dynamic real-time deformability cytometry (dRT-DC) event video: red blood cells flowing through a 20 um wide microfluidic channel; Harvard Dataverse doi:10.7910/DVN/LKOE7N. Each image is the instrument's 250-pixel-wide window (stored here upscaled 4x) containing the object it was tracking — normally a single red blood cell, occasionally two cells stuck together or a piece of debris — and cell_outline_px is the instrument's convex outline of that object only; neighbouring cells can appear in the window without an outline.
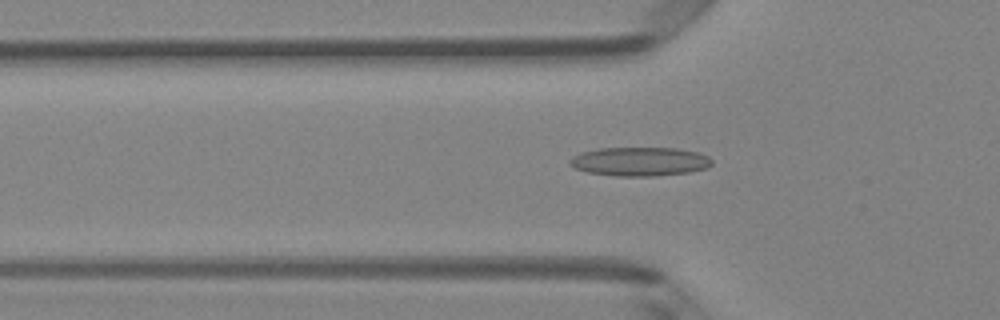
{"species": "Egyptian fruit bat (a non-hibernating species)", "species_latin": "Rousettus aegyptiacus", "temperature_condition": "room temperature", "stored_images_in_passage": 39, "camera_frame_rate_fps": 3000, "um_per_image_px": 0.085, "animal": {"sex": "female"}, "frame": {"image": 1, "passage_image": 6, "time_ms": 1.667, "image_size_px": [1000, 320], "cell_outline_px": [[712, 164], [708, 168], [688, 172], [656, 176], [616, 176], [588, 172], [576, 168], [568, 164], [568, 160], [572, 156], [580, 152], [600, 148], [676, 148], [696, 152], [708, 156], [712, 160]], "centroid_in_image_um": [54.36, 13.73], "position_along_channel_um": 71.4, "area_um2": 23.99}}
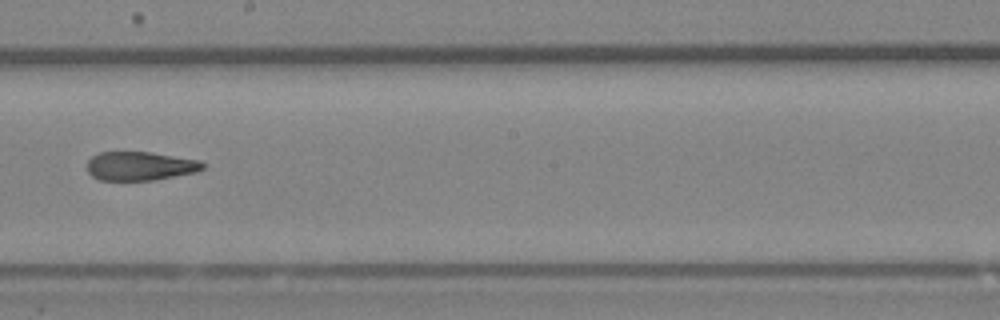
{"frame": {"image": 2, "passage_image": 18, "time_ms": 5.667, "image_size_px": [1000, 320], "cell_outline_px": [[204, 168], [196, 172], [156, 180], [100, 180], [92, 176], [88, 172], [88, 160], [92, 156], [100, 152], [152, 152], [200, 160], [204, 164]], "centroid_in_image_um": [11.92, 14.11], "position_along_channel_um": 236.3, "area_um2": 19.48}}
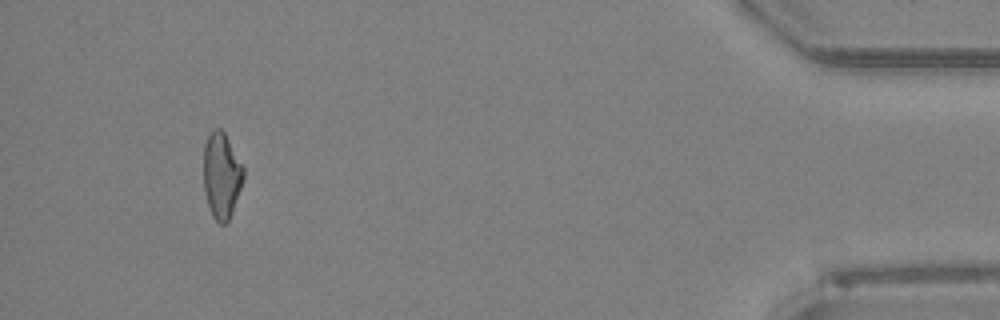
{"frame": {"image": 3, "passage_image": 36, "time_ms": 11.667, "image_size_px": [1000, 320], "cell_outline_px": [[244, 176], [228, 224], [220, 224], [212, 216], [204, 192], [204, 144], [208, 136], [216, 128], [220, 128], [224, 132], [244, 168]], "centroid_in_image_um": [18.82, 14.94], "position_along_channel_um": 416.4, "area_um2": 19.77}, "authors_computed_cell_mechanics": {"area_um2": 20.8658, "velocity_mm_per_s": 4.1296, "shape_relaxation_time_tau1_ms": null, "shape_relaxation_time_tau2_ms": 3.4519, "deformation_change_tau1": null, "deformation_change_tau2": 0.1173}}